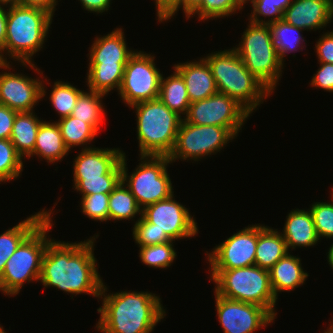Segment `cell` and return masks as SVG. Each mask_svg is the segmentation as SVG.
Instances as JSON below:
<instances>
[{
    "mask_svg": "<svg viewBox=\"0 0 333 333\" xmlns=\"http://www.w3.org/2000/svg\"><path fill=\"white\" fill-rule=\"evenodd\" d=\"M320 67L313 75L310 85L315 88L333 92V64L319 63Z\"/></svg>",
    "mask_w": 333,
    "mask_h": 333,
    "instance_id": "41",
    "label": "cell"
},
{
    "mask_svg": "<svg viewBox=\"0 0 333 333\" xmlns=\"http://www.w3.org/2000/svg\"><path fill=\"white\" fill-rule=\"evenodd\" d=\"M109 194L95 193L91 195L82 196L81 210L88 218L96 221L109 220Z\"/></svg>",
    "mask_w": 333,
    "mask_h": 333,
    "instance_id": "40",
    "label": "cell"
},
{
    "mask_svg": "<svg viewBox=\"0 0 333 333\" xmlns=\"http://www.w3.org/2000/svg\"><path fill=\"white\" fill-rule=\"evenodd\" d=\"M9 66H10V67H9ZM0 68H2V69L5 68V70H6V69L11 70V69H10V68H11L10 62H3L1 56H0Z\"/></svg>",
    "mask_w": 333,
    "mask_h": 333,
    "instance_id": "52",
    "label": "cell"
},
{
    "mask_svg": "<svg viewBox=\"0 0 333 333\" xmlns=\"http://www.w3.org/2000/svg\"><path fill=\"white\" fill-rule=\"evenodd\" d=\"M22 160L10 139H0V182L18 178L23 171Z\"/></svg>",
    "mask_w": 333,
    "mask_h": 333,
    "instance_id": "34",
    "label": "cell"
},
{
    "mask_svg": "<svg viewBox=\"0 0 333 333\" xmlns=\"http://www.w3.org/2000/svg\"><path fill=\"white\" fill-rule=\"evenodd\" d=\"M121 163L104 179H74V190L79 191L82 196L95 193L110 194L121 181Z\"/></svg>",
    "mask_w": 333,
    "mask_h": 333,
    "instance_id": "36",
    "label": "cell"
},
{
    "mask_svg": "<svg viewBox=\"0 0 333 333\" xmlns=\"http://www.w3.org/2000/svg\"><path fill=\"white\" fill-rule=\"evenodd\" d=\"M90 147L82 148L74 159V179H104L121 163L124 152L120 149Z\"/></svg>",
    "mask_w": 333,
    "mask_h": 333,
    "instance_id": "18",
    "label": "cell"
},
{
    "mask_svg": "<svg viewBox=\"0 0 333 333\" xmlns=\"http://www.w3.org/2000/svg\"><path fill=\"white\" fill-rule=\"evenodd\" d=\"M51 214L52 210L6 262L4 271L0 275V291L5 295H17L25 282L34 280L39 282L42 260L48 243L52 240L49 235L47 238L49 230L54 225Z\"/></svg>",
    "mask_w": 333,
    "mask_h": 333,
    "instance_id": "8",
    "label": "cell"
},
{
    "mask_svg": "<svg viewBox=\"0 0 333 333\" xmlns=\"http://www.w3.org/2000/svg\"><path fill=\"white\" fill-rule=\"evenodd\" d=\"M174 194L169 198L146 206L142 216L173 241L197 235L198 226L189 210L175 200Z\"/></svg>",
    "mask_w": 333,
    "mask_h": 333,
    "instance_id": "16",
    "label": "cell"
},
{
    "mask_svg": "<svg viewBox=\"0 0 333 333\" xmlns=\"http://www.w3.org/2000/svg\"><path fill=\"white\" fill-rule=\"evenodd\" d=\"M56 122L60 128L65 146L69 151L71 147H80L81 145L89 144L97 136V133H99L89 123L83 122L71 115L61 118Z\"/></svg>",
    "mask_w": 333,
    "mask_h": 333,
    "instance_id": "31",
    "label": "cell"
},
{
    "mask_svg": "<svg viewBox=\"0 0 333 333\" xmlns=\"http://www.w3.org/2000/svg\"><path fill=\"white\" fill-rule=\"evenodd\" d=\"M0 5L7 6H15L20 5V0H0Z\"/></svg>",
    "mask_w": 333,
    "mask_h": 333,
    "instance_id": "49",
    "label": "cell"
},
{
    "mask_svg": "<svg viewBox=\"0 0 333 333\" xmlns=\"http://www.w3.org/2000/svg\"><path fill=\"white\" fill-rule=\"evenodd\" d=\"M106 292L103 284V303L97 309L100 318L96 324L102 333H151L166 315L161 298L151 292Z\"/></svg>",
    "mask_w": 333,
    "mask_h": 333,
    "instance_id": "2",
    "label": "cell"
},
{
    "mask_svg": "<svg viewBox=\"0 0 333 333\" xmlns=\"http://www.w3.org/2000/svg\"><path fill=\"white\" fill-rule=\"evenodd\" d=\"M109 221L110 220H129L142 215L134 195L121 180L114 190L109 194Z\"/></svg>",
    "mask_w": 333,
    "mask_h": 333,
    "instance_id": "29",
    "label": "cell"
},
{
    "mask_svg": "<svg viewBox=\"0 0 333 333\" xmlns=\"http://www.w3.org/2000/svg\"><path fill=\"white\" fill-rule=\"evenodd\" d=\"M7 9L0 5V56L3 62H8L7 58H5V42H6V32H7ZM4 56V57H3Z\"/></svg>",
    "mask_w": 333,
    "mask_h": 333,
    "instance_id": "46",
    "label": "cell"
},
{
    "mask_svg": "<svg viewBox=\"0 0 333 333\" xmlns=\"http://www.w3.org/2000/svg\"><path fill=\"white\" fill-rule=\"evenodd\" d=\"M49 216V210L42 209L30 215L16 226L0 234V275L4 271L6 262L13 255L19 245Z\"/></svg>",
    "mask_w": 333,
    "mask_h": 333,
    "instance_id": "24",
    "label": "cell"
},
{
    "mask_svg": "<svg viewBox=\"0 0 333 333\" xmlns=\"http://www.w3.org/2000/svg\"><path fill=\"white\" fill-rule=\"evenodd\" d=\"M99 235L78 243L52 239L47 246L39 281L44 287H55L70 294L99 297L103 287L94 257V241Z\"/></svg>",
    "mask_w": 333,
    "mask_h": 333,
    "instance_id": "1",
    "label": "cell"
},
{
    "mask_svg": "<svg viewBox=\"0 0 333 333\" xmlns=\"http://www.w3.org/2000/svg\"><path fill=\"white\" fill-rule=\"evenodd\" d=\"M257 224L233 234L208 253L209 270H230L255 265Z\"/></svg>",
    "mask_w": 333,
    "mask_h": 333,
    "instance_id": "15",
    "label": "cell"
},
{
    "mask_svg": "<svg viewBox=\"0 0 333 333\" xmlns=\"http://www.w3.org/2000/svg\"><path fill=\"white\" fill-rule=\"evenodd\" d=\"M292 0H254L250 21L260 24H270L283 19V13L289 7ZM263 17H270L267 21ZM272 17V18H271Z\"/></svg>",
    "mask_w": 333,
    "mask_h": 333,
    "instance_id": "35",
    "label": "cell"
},
{
    "mask_svg": "<svg viewBox=\"0 0 333 333\" xmlns=\"http://www.w3.org/2000/svg\"><path fill=\"white\" fill-rule=\"evenodd\" d=\"M17 112L0 104V139H10Z\"/></svg>",
    "mask_w": 333,
    "mask_h": 333,
    "instance_id": "44",
    "label": "cell"
},
{
    "mask_svg": "<svg viewBox=\"0 0 333 333\" xmlns=\"http://www.w3.org/2000/svg\"><path fill=\"white\" fill-rule=\"evenodd\" d=\"M139 166L128 175L125 153L121 158V180L134 195L139 207L169 198L174 194L167 165L172 163L168 156H140ZM143 160V161H142Z\"/></svg>",
    "mask_w": 333,
    "mask_h": 333,
    "instance_id": "10",
    "label": "cell"
},
{
    "mask_svg": "<svg viewBox=\"0 0 333 333\" xmlns=\"http://www.w3.org/2000/svg\"><path fill=\"white\" fill-rule=\"evenodd\" d=\"M154 57L137 50L129 57L118 91L121 100L129 107L158 98L163 74L156 68Z\"/></svg>",
    "mask_w": 333,
    "mask_h": 333,
    "instance_id": "12",
    "label": "cell"
},
{
    "mask_svg": "<svg viewBox=\"0 0 333 333\" xmlns=\"http://www.w3.org/2000/svg\"><path fill=\"white\" fill-rule=\"evenodd\" d=\"M173 246V240L162 244L139 246L140 260L148 267L166 269L172 265L177 256Z\"/></svg>",
    "mask_w": 333,
    "mask_h": 333,
    "instance_id": "33",
    "label": "cell"
},
{
    "mask_svg": "<svg viewBox=\"0 0 333 333\" xmlns=\"http://www.w3.org/2000/svg\"><path fill=\"white\" fill-rule=\"evenodd\" d=\"M69 152L65 146L57 122L43 121L37 132L33 156L45 159L48 163L61 161Z\"/></svg>",
    "mask_w": 333,
    "mask_h": 333,
    "instance_id": "25",
    "label": "cell"
},
{
    "mask_svg": "<svg viewBox=\"0 0 333 333\" xmlns=\"http://www.w3.org/2000/svg\"><path fill=\"white\" fill-rule=\"evenodd\" d=\"M133 239L138 246L156 245L172 241L165 232L155 228V224L149 223L142 215L133 226Z\"/></svg>",
    "mask_w": 333,
    "mask_h": 333,
    "instance_id": "38",
    "label": "cell"
},
{
    "mask_svg": "<svg viewBox=\"0 0 333 333\" xmlns=\"http://www.w3.org/2000/svg\"><path fill=\"white\" fill-rule=\"evenodd\" d=\"M0 333H6V331L3 329L1 325H0Z\"/></svg>",
    "mask_w": 333,
    "mask_h": 333,
    "instance_id": "54",
    "label": "cell"
},
{
    "mask_svg": "<svg viewBox=\"0 0 333 333\" xmlns=\"http://www.w3.org/2000/svg\"><path fill=\"white\" fill-rule=\"evenodd\" d=\"M268 27L275 49L283 63L286 53L298 51V49L303 51L302 49L305 48V44H303L305 42L304 37L300 34L303 29L297 28L283 19L268 24Z\"/></svg>",
    "mask_w": 333,
    "mask_h": 333,
    "instance_id": "28",
    "label": "cell"
},
{
    "mask_svg": "<svg viewBox=\"0 0 333 333\" xmlns=\"http://www.w3.org/2000/svg\"><path fill=\"white\" fill-rule=\"evenodd\" d=\"M239 9L234 5L233 0H203L202 4L187 18L198 15V20L217 19L228 17Z\"/></svg>",
    "mask_w": 333,
    "mask_h": 333,
    "instance_id": "39",
    "label": "cell"
},
{
    "mask_svg": "<svg viewBox=\"0 0 333 333\" xmlns=\"http://www.w3.org/2000/svg\"><path fill=\"white\" fill-rule=\"evenodd\" d=\"M327 260L331 268L333 269V243L328 250Z\"/></svg>",
    "mask_w": 333,
    "mask_h": 333,
    "instance_id": "51",
    "label": "cell"
},
{
    "mask_svg": "<svg viewBox=\"0 0 333 333\" xmlns=\"http://www.w3.org/2000/svg\"><path fill=\"white\" fill-rule=\"evenodd\" d=\"M235 138L226 127L193 125L182 120L175 146L168 157L172 163L178 159L198 162L203 156L220 152L224 145Z\"/></svg>",
    "mask_w": 333,
    "mask_h": 333,
    "instance_id": "11",
    "label": "cell"
},
{
    "mask_svg": "<svg viewBox=\"0 0 333 333\" xmlns=\"http://www.w3.org/2000/svg\"><path fill=\"white\" fill-rule=\"evenodd\" d=\"M330 194L332 202H315L310 208L319 239L333 238V191Z\"/></svg>",
    "mask_w": 333,
    "mask_h": 333,
    "instance_id": "37",
    "label": "cell"
},
{
    "mask_svg": "<svg viewBox=\"0 0 333 333\" xmlns=\"http://www.w3.org/2000/svg\"><path fill=\"white\" fill-rule=\"evenodd\" d=\"M173 68L182 76L191 103L209 98L218 92L212 70L205 58L175 64Z\"/></svg>",
    "mask_w": 333,
    "mask_h": 333,
    "instance_id": "20",
    "label": "cell"
},
{
    "mask_svg": "<svg viewBox=\"0 0 333 333\" xmlns=\"http://www.w3.org/2000/svg\"><path fill=\"white\" fill-rule=\"evenodd\" d=\"M247 1H250L253 4L254 0H233L234 5L240 10L243 9V5H245L246 3H249Z\"/></svg>",
    "mask_w": 333,
    "mask_h": 333,
    "instance_id": "50",
    "label": "cell"
},
{
    "mask_svg": "<svg viewBox=\"0 0 333 333\" xmlns=\"http://www.w3.org/2000/svg\"><path fill=\"white\" fill-rule=\"evenodd\" d=\"M250 113L234 98L217 92L209 98L190 104L185 122L193 125H216L226 127L237 137Z\"/></svg>",
    "mask_w": 333,
    "mask_h": 333,
    "instance_id": "13",
    "label": "cell"
},
{
    "mask_svg": "<svg viewBox=\"0 0 333 333\" xmlns=\"http://www.w3.org/2000/svg\"><path fill=\"white\" fill-rule=\"evenodd\" d=\"M282 232L288 251L290 248L314 246L320 240L310 209L291 210Z\"/></svg>",
    "mask_w": 333,
    "mask_h": 333,
    "instance_id": "21",
    "label": "cell"
},
{
    "mask_svg": "<svg viewBox=\"0 0 333 333\" xmlns=\"http://www.w3.org/2000/svg\"><path fill=\"white\" fill-rule=\"evenodd\" d=\"M217 295L265 308L274 318L277 312L269 270L257 265L230 269L209 270ZM276 312V313H275Z\"/></svg>",
    "mask_w": 333,
    "mask_h": 333,
    "instance_id": "7",
    "label": "cell"
},
{
    "mask_svg": "<svg viewBox=\"0 0 333 333\" xmlns=\"http://www.w3.org/2000/svg\"><path fill=\"white\" fill-rule=\"evenodd\" d=\"M216 311L223 333H254L274 322L263 307L225 298L215 293Z\"/></svg>",
    "mask_w": 333,
    "mask_h": 333,
    "instance_id": "14",
    "label": "cell"
},
{
    "mask_svg": "<svg viewBox=\"0 0 333 333\" xmlns=\"http://www.w3.org/2000/svg\"><path fill=\"white\" fill-rule=\"evenodd\" d=\"M58 0H20L21 6L39 7L54 15Z\"/></svg>",
    "mask_w": 333,
    "mask_h": 333,
    "instance_id": "47",
    "label": "cell"
},
{
    "mask_svg": "<svg viewBox=\"0 0 333 333\" xmlns=\"http://www.w3.org/2000/svg\"><path fill=\"white\" fill-rule=\"evenodd\" d=\"M44 81L23 74L0 72V104L16 112L34 111L38 101L46 96Z\"/></svg>",
    "mask_w": 333,
    "mask_h": 333,
    "instance_id": "17",
    "label": "cell"
},
{
    "mask_svg": "<svg viewBox=\"0 0 333 333\" xmlns=\"http://www.w3.org/2000/svg\"><path fill=\"white\" fill-rule=\"evenodd\" d=\"M277 230L257 224L255 265L269 270L289 252L282 234Z\"/></svg>",
    "mask_w": 333,
    "mask_h": 333,
    "instance_id": "23",
    "label": "cell"
},
{
    "mask_svg": "<svg viewBox=\"0 0 333 333\" xmlns=\"http://www.w3.org/2000/svg\"><path fill=\"white\" fill-rule=\"evenodd\" d=\"M122 28L105 36L96 37L89 52L87 87L90 91L106 94L120 89L124 69L129 57L135 52L127 48Z\"/></svg>",
    "mask_w": 333,
    "mask_h": 333,
    "instance_id": "6",
    "label": "cell"
},
{
    "mask_svg": "<svg viewBox=\"0 0 333 333\" xmlns=\"http://www.w3.org/2000/svg\"><path fill=\"white\" fill-rule=\"evenodd\" d=\"M269 273L271 287L277 299L278 292L294 290L303 285L309 276L302 268L301 259L289 252L269 269Z\"/></svg>",
    "mask_w": 333,
    "mask_h": 333,
    "instance_id": "22",
    "label": "cell"
},
{
    "mask_svg": "<svg viewBox=\"0 0 333 333\" xmlns=\"http://www.w3.org/2000/svg\"><path fill=\"white\" fill-rule=\"evenodd\" d=\"M83 8L90 12L103 13L109 10L111 0H79Z\"/></svg>",
    "mask_w": 333,
    "mask_h": 333,
    "instance_id": "45",
    "label": "cell"
},
{
    "mask_svg": "<svg viewBox=\"0 0 333 333\" xmlns=\"http://www.w3.org/2000/svg\"><path fill=\"white\" fill-rule=\"evenodd\" d=\"M7 7L5 55L8 54V57L19 61L22 66H29L43 75L31 58L43 48L51 28L53 14L39 7L21 5Z\"/></svg>",
    "mask_w": 333,
    "mask_h": 333,
    "instance_id": "3",
    "label": "cell"
},
{
    "mask_svg": "<svg viewBox=\"0 0 333 333\" xmlns=\"http://www.w3.org/2000/svg\"><path fill=\"white\" fill-rule=\"evenodd\" d=\"M172 75L161 77L158 98L172 111L180 116L186 115L191 104L182 76L173 69Z\"/></svg>",
    "mask_w": 333,
    "mask_h": 333,
    "instance_id": "27",
    "label": "cell"
},
{
    "mask_svg": "<svg viewBox=\"0 0 333 333\" xmlns=\"http://www.w3.org/2000/svg\"><path fill=\"white\" fill-rule=\"evenodd\" d=\"M50 101L60 118L70 116L79 96L84 92L68 82L56 81L52 86Z\"/></svg>",
    "mask_w": 333,
    "mask_h": 333,
    "instance_id": "32",
    "label": "cell"
},
{
    "mask_svg": "<svg viewBox=\"0 0 333 333\" xmlns=\"http://www.w3.org/2000/svg\"><path fill=\"white\" fill-rule=\"evenodd\" d=\"M330 327H327L328 329L324 333H333V322H331Z\"/></svg>",
    "mask_w": 333,
    "mask_h": 333,
    "instance_id": "53",
    "label": "cell"
},
{
    "mask_svg": "<svg viewBox=\"0 0 333 333\" xmlns=\"http://www.w3.org/2000/svg\"><path fill=\"white\" fill-rule=\"evenodd\" d=\"M249 22L241 42L233 49L245 67L273 94L284 64L275 49L268 25Z\"/></svg>",
    "mask_w": 333,
    "mask_h": 333,
    "instance_id": "9",
    "label": "cell"
},
{
    "mask_svg": "<svg viewBox=\"0 0 333 333\" xmlns=\"http://www.w3.org/2000/svg\"><path fill=\"white\" fill-rule=\"evenodd\" d=\"M158 22L168 21L179 11L180 0H155ZM179 8V9H178Z\"/></svg>",
    "mask_w": 333,
    "mask_h": 333,
    "instance_id": "43",
    "label": "cell"
},
{
    "mask_svg": "<svg viewBox=\"0 0 333 333\" xmlns=\"http://www.w3.org/2000/svg\"><path fill=\"white\" fill-rule=\"evenodd\" d=\"M314 48L320 63L333 64V30L324 33Z\"/></svg>",
    "mask_w": 333,
    "mask_h": 333,
    "instance_id": "42",
    "label": "cell"
},
{
    "mask_svg": "<svg viewBox=\"0 0 333 333\" xmlns=\"http://www.w3.org/2000/svg\"><path fill=\"white\" fill-rule=\"evenodd\" d=\"M203 0H180L186 19L202 4Z\"/></svg>",
    "mask_w": 333,
    "mask_h": 333,
    "instance_id": "48",
    "label": "cell"
},
{
    "mask_svg": "<svg viewBox=\"0 0 333 333\" xmlns=\"http://www.w3.org/2000/svg\"><path fill=\"white\" fill-rule=\"evenodd\" d=\"M333 19V0H292L283 20L304 30H320Z\"/></svg>",
    "mask_w": 333,
    "mask_h": 333,
    "instance_id": "19",
    "label": "cell"
},
{
    "mask_svg": "<svg viewBox=\"0 0 333 333\" xmlns=\"http://www.w3.org/2000/svg\"><path fill=\"white\" fill-rule=\"evenodd\" d=\"M137 116V139L140 156H169L183 118L159 98L131 106Z\"/></svg>",
    "mask_w": 333,
    "mask_h": 333,
    "instance_id": "5",
    "label": "cell"
},
{
    "mask_svg": "<svg viewBox=\"0 0 333 333\" xmlns=\"http://www.w3.org/2000/svg\"><path fill=\"white\" fill-rule=\"evenodd\" d=\"M204 58L210 65L218 92L234 98L250 114L270 96L271 92L245 67L233 48Z\"/></svg>",
    "mask_w": 333,
    "mask_h": 333,
    "instance_id": "4",
    "label": "cell"
},
{
    "mask_svg": "<svg viewBox=\"0 0 333 333\" xmlns=\"http://www.w3.org/2000/svg\"><path fill=\"white\" fill-rule=\"evenodd\" d=\"M105 94L95 91L83 92L71 113V116L89 123L97 132L105 116L102 98Z\"/></svg>",
    "mask_w": 333,
    "mask_h": 333,
    "instance_id": "30",
    "label": "cell"
},
{
    "mask_svg": "<svg viewBox=\"0 0 333 333\" xmlns=\"http://www.w3.org/2000/svg\"><path fill=\"white\" fill-rule=\"evenodd\" d=\"M42 122L43 119L39 120L33 111L17 112L10 141L22 158H31L36 144L37 132Z\"/></svg>",
    "mask_w": 333,
    "mask_h": 333,
    "instance_id": "26",
    "label": "cell"
}]
</instances>
